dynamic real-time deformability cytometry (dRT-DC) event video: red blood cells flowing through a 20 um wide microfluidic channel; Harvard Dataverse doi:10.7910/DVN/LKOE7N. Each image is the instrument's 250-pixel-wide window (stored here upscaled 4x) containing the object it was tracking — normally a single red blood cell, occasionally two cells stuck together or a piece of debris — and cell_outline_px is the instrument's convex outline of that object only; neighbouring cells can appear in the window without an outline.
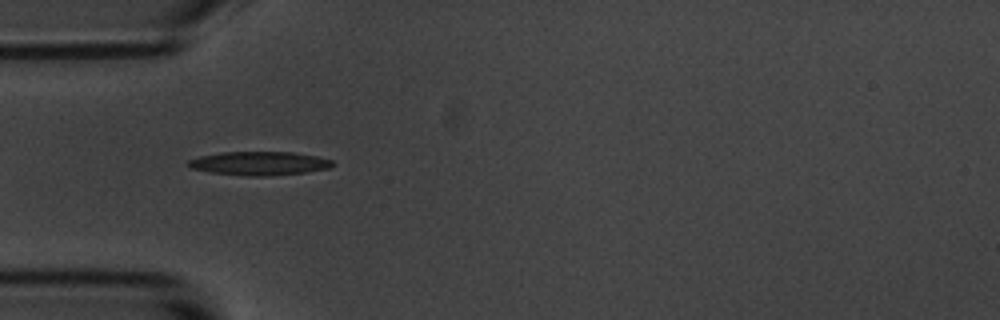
{"species": "common noctule bat (a hibernating species)", "species_latin": "Nyctalus noctula", "temperature_condition": "room temperature", "stored_images_in_passage": 2, "camera_frame_rate_fps": 3000, "um_per_image_px": 0.085, "animal": {"sex": "male", "body_mass_g": 20.1, "forearm_length_mm": 53.5}, "frame": {"image": 1, "passage_image": 1, "time_ms": 0.0, "image_size_px": [1000, 320], "cell_outline_px": [[336, 164], [328, 168], [304, 172], [264, 176], [244, 176], [212, 172], [188, 168], [184, 164], [188, 160], [200, 156], [220, 152], [292, 152], [316, 156], [332, 160]], "centroid_in_image_um": [21.98, 13.88], "position_along_channel_um": 63.0, "area_um2": 19.94}}